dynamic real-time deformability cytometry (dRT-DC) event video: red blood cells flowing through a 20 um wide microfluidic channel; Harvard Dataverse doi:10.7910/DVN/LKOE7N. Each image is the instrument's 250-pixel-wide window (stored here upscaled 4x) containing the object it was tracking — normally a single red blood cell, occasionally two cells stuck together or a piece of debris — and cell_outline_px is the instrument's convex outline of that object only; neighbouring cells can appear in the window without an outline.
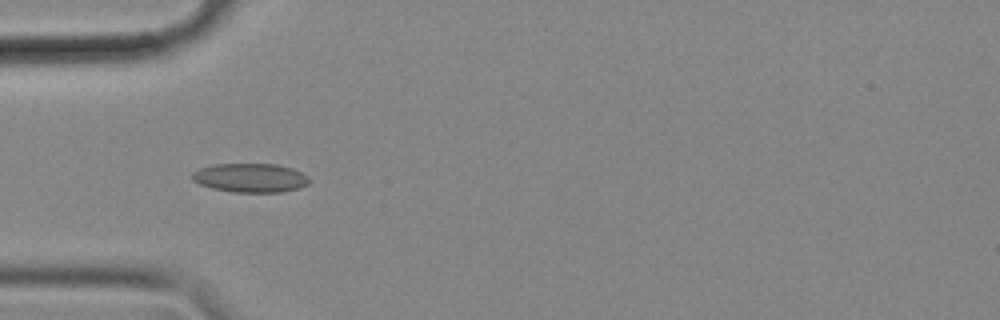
{"species": "common noctule bat (a hibernating species)", "species_latin": "Nyctalus noctula", "temperature_condition": "cold", "stored_images_in_passage": 9, "camera_frame_rate_fps": 3000, "um_per_image_px": 0.085, "animal": {"sex": "female", "body_mass_g": 18.4}, "frame": {"image": 1, "passage_image": 6, "time_ms": 1.667, "image_size_px": [1000, 320], "cell_outline_px": [[312, 180], [308, 184], [300, 188], [280, 192], [232, 192], [212, 188], [200, 184], [192, 180], [192, 172], [200, 168], [212, 164], [276, 164], [292, 168], [308, 176]], "centroid_in_image_um": [21.29, 15.11], "position_along_channel_um": 63.7, "area_um2": 19.88}}
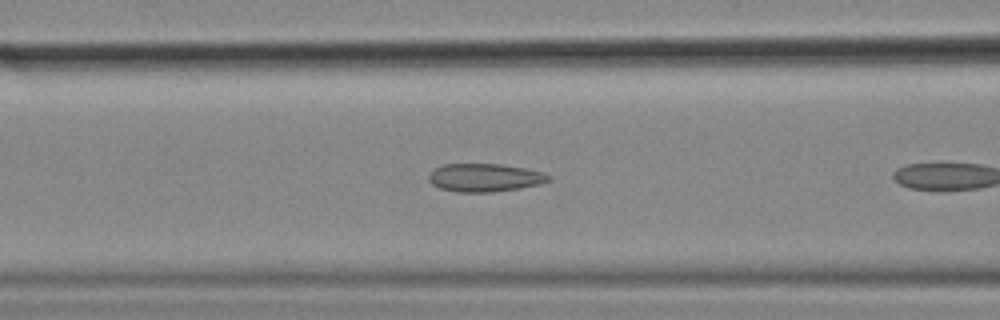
{"frame": {"image": 2, "passage_image": 8, "time_ms": 2.333, "image_size_px": [1000, 320], "cell_outline_px": [[552, 180], [540, 184], [520, 188], [492, 192], [456, 192], [440, 188], [432, 184], [428, 180], [428, 176], [436, 168], [444, 164], [500, 164], [524, 168], [544, 172], [552, 176]], "centroid_in_image_um": [41.24, 15.1], "position_along_channel_um": 125.4, "area_um2": 19.71}}